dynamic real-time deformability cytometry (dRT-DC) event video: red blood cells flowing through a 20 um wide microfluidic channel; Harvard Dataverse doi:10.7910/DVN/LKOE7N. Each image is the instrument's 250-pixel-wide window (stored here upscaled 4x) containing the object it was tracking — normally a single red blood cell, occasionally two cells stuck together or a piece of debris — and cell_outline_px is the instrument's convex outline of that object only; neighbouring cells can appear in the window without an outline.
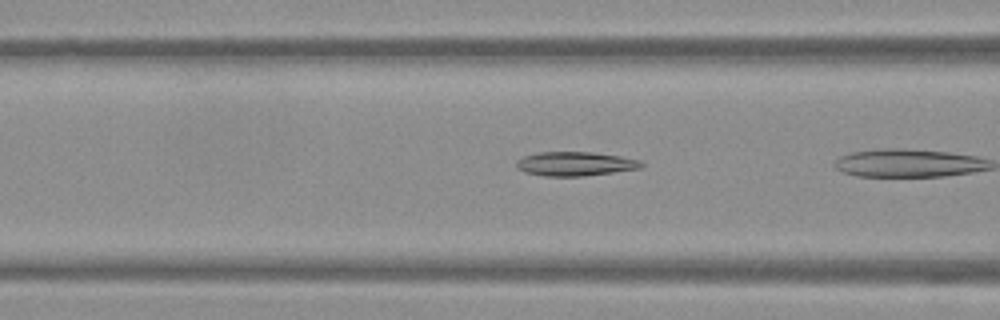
{"species": "Egyptian fruit bat (a non-hibernating species)", "species_latin": "Rousettus aegyptiacus", "temperature_condition": "warm", "stored_images_in_passage": 7, "camera_frame_rate_fps": 3000, "um_per_image_px": 0.085, "frame": {"image": 1, "passage_image": 5, "time_ms": 1.333, "image_size_px": [1000, 320], "cell_outline_px": [[644, 164], [640, 168], [584, 176], [544, 176], [524, 172], [516, 168], [516, 160], [524, 156], [540, 152], [592, 152], [620, 156], [640, 160]], "centroid_in_image_um": [48.86, 13.92], "position_along_channel_um": 117.7, "area_um2": 17.51}}